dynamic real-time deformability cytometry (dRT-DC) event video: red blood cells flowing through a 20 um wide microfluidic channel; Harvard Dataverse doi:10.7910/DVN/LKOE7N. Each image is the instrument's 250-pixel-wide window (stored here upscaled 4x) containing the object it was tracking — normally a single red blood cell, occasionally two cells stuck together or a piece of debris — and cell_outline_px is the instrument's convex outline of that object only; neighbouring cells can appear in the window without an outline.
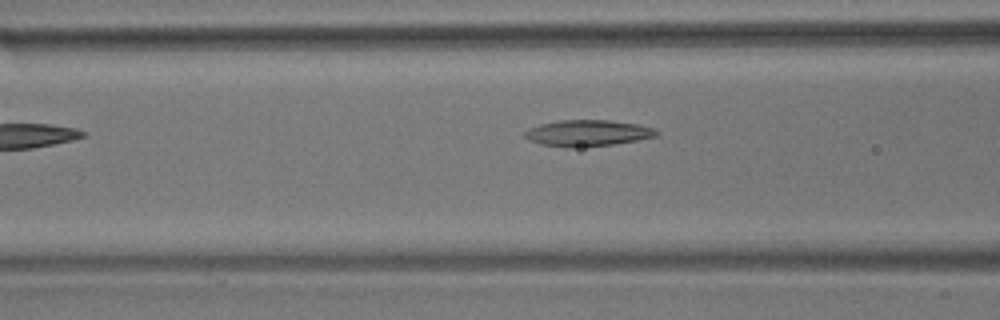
{"species": "common noctule bat (a hibernating species)", "species_latin": "Nyctalus noctula", "temperature_condition": "room temperature", "stored_images_in_passage": 16, "camera_frame_rate_fps": 3000, "um_per_image_px": 0.085, "animal": {"sex": "male", "body_mass_g": 17.9}, "frame": {"image": 1, "passage_image": 7, "time_ms": 2.0, "image_size_px": [1000, 320], "cell_outline_px": [[660, 132], [656, 136], [636, 140], [612, 144], [572, 148], [568, 148], [540, 144], [528, 140], [524, 136], [524, 132], [528, 128], [540, 124], [560, 120], [608, 120], [636, 124], [652, 128]], "centroid_in_image_um": [49.89, 11.31], "position_along_channel_um": 116.7, "area_um2": 20.06}}